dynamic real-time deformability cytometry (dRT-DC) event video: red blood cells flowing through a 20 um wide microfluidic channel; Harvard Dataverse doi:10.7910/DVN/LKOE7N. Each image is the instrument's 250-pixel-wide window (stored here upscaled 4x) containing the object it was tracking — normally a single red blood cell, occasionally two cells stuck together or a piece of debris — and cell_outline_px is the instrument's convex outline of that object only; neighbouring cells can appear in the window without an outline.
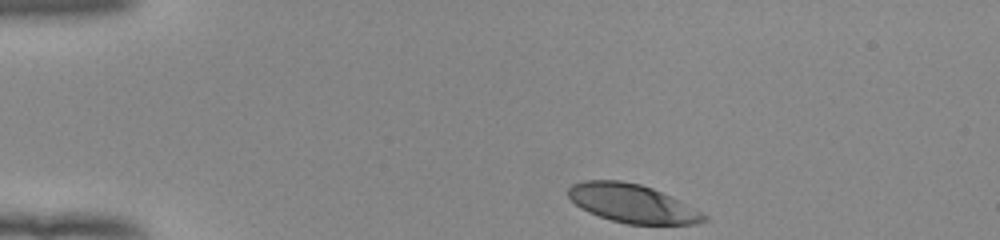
{"species": "human", "species_latin": "Homo sapiens", "temperature_condition": "room temperature", "stored_images_in_passage": 36, "camera_frame_rate_fps": 3000, "um_per_image_px": 0.085, "donor": {"sex": "female"}, "frame": {"image": 1, "passage_image": 1, "time_ms": 0.0, "image_size_px": [1000, 240], "cell_outline_px": [[708, 220], [696, 224], [628, 224], [612, 220], [588, 212], [580, 208], [568, 196], [568, 188], [572, 184], [584, 180], [620, 180], [640, 184], [652, 188], [680, 200], [708, 216]], "centroid_in_image_um": [53.74, 17.29], "position_along_channel_um": 31.3, "area_um2": 30.35}}
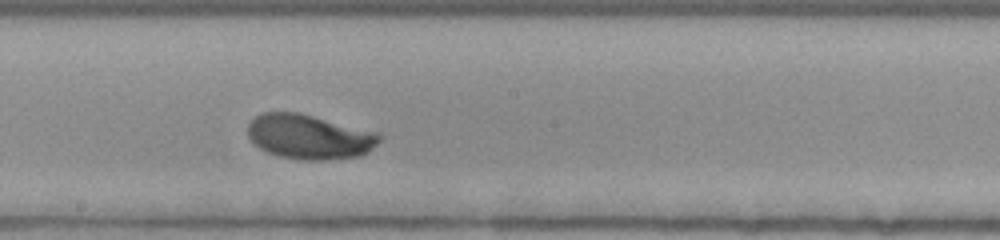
{"frame": {"image": 2, "passage_image": 21, "time_ms": 6.667, "image_size_px": [1000, 240], "cell_outline_px": [[384, 136], [368, 152], [360, 156], [324, 160], [304, 160], [280, 156], [268, 152], [252, 144], [248, 136], [248, 124], [260, 112], [300, 112], [380, 132]], "centroid_in_image_um": [26.32, 11.61], "position_along_channel_um": 221.9, "area_um2": 34.68}}
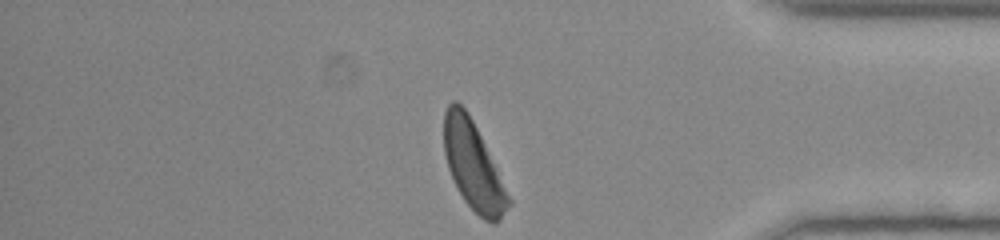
{"frame": {"image": 3, "passage_image": 36, "time_ms": 11.667, "image_size_px": [1000, 240], "cell_outline_px": [[512, 204], [500, 220], [496, 224], [492, 224], [484, 220], [464, 200], [448, 168], [444, 152], [444, 112], [448, 104], [452, 100], [456, 100], [468, 112], [512, 200]], "centroid_in_image_um": [40.23, 14.11], "position_along_channel_um": 395.0, "area_um2": 32.6}, "authors_computed_cell_mechanics": {"area_um2": 33.4662, "velocity_mm_per_s": 3.8979, "shape_relaxation_time_tau1_ms": 1.6933, "shape_relaxation_time_tau2_ms": null, "deformation_change_tau1": 0.1374, "deformation_change_tau2": null}}